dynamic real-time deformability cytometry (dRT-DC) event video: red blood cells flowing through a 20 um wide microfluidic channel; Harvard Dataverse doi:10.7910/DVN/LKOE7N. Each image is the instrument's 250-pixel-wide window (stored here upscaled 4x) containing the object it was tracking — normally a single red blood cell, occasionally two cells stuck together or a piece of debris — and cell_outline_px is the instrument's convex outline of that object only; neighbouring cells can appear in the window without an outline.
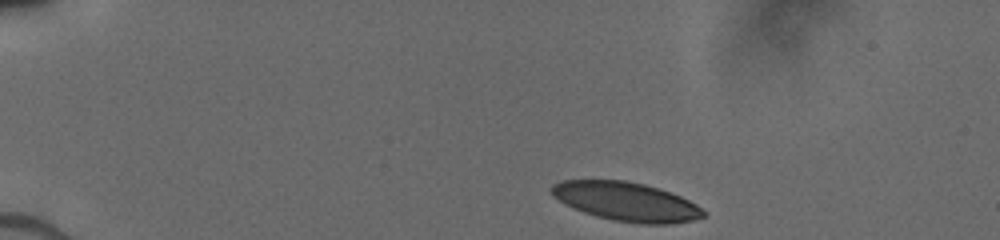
{"species": "human", "species_latin": "Homo sapiens", "temperature_condition": "cold", "stored_images_in_passage": 19, "camera_frame_rate_fps": 3000, "um_per_image_px": 0.085, "donor": {"sex": "male"}, "frame": {"image": 1, "passage_image": 1, "time_ms": 0.0, "image_size_px": [1000, 240], "cell_outline_px": [[704, 216], [692, 220], [672, 224], [640, 224], [612, 220], [596, 216], [572, 208], [564, 204], [552, 196], [548, 192], [548, 188], [552, 184], [560, 180], [624, 180], [644, 184], [680, 196], [696, 204], [704, 212]], "centroid_in_image_um": [53.14, 17.13], "position_along_channel_um": 31.9, "area_um2": 34.51}}
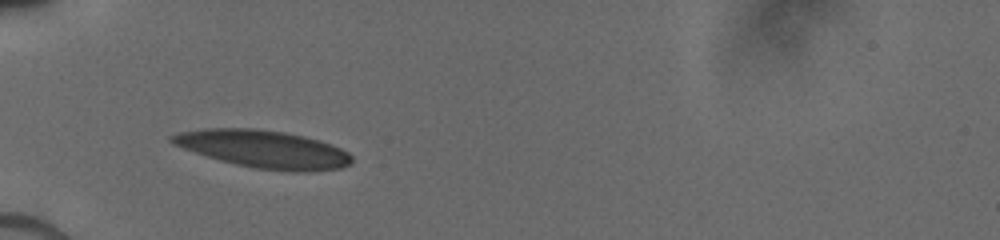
{"frame": {"image": 2, "passage_image": 11, "time_ms": 2.667, "image_size_px": [1000, 240], "cell_outline_px": [[352, 164], [340, 168], [312, 172], [288, 172], [256, 168], [236, 164], [220, 160], [172, 144], [168, 140], [168, 136], [180, 132], [204, 128], [252, 128], [284, 132], [304, 136], [340, 148], [348, 152], [352, 156]], "centroid_in_image_um": [22.41, 12.68], "position_along_channel_um": 62.6, "area_um2": 39.42}}
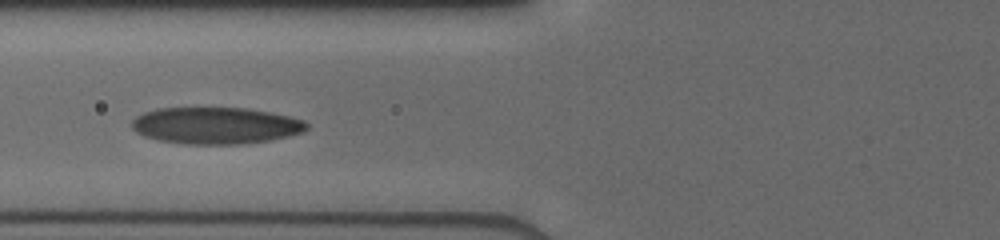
{"frame": {"image": 3, "passage_image": 16, "time_ms": 4.0, "image_size_px": [1000, 240], "cell_outline_px": [[308, 128], [304, 132], [272, 140], [240, 144], [184, 144], [156, 140], [144, 136], [136, 132], [128, 124], [136, 116], [144, 112], [156, 108], [244, 108], [268, 112], [288, 116], [304, 120], [308, 124]], "centroid_in_image_um": [18.3, 10.68], "position_along_channel_um": 107.5, "area_um2": 37.69}}